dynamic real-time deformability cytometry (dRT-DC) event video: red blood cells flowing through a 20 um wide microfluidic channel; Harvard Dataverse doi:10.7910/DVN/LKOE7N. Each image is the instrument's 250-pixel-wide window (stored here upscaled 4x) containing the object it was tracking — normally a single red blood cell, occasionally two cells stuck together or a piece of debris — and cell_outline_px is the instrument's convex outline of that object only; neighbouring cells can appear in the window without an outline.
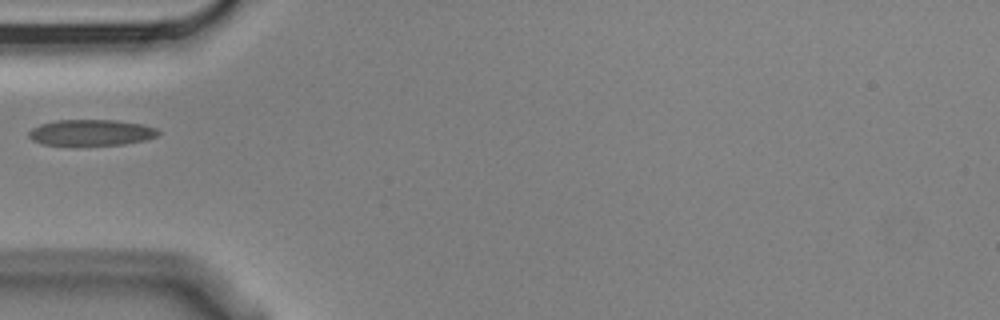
{"species": "Egyptian fruit bat (a non-hibernating species)", "species_latin": "Rousettus aegyptiacus", "temperature_condition": "cold", "stored_images_in_passage": 3, "camera_frame_rate_fps": 3000, "um_per_image_px": 0.085, "animal": {"sex": "male"}, "frame": {"image": 1, "passage_image": 3, "time_ms": 0.667, "image_size_px": [1000, 320], "cell_outline_px": [[160, 132], [156, 136], [148, 140], [124, 144], [44, 144], [32, 140], [28, 136], [28, 132], [32, 128], [40, 124], [56, 120], [116, 120], [144, 124], [156, 128]], "centroid_in_image_um": [7.78, 11.25], "position_along_channel_um": 77.2, "area_um2": 19.48}}